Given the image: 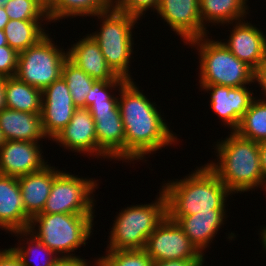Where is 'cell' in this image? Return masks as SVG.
I'll return each mask as SVG.
<instances>
[{
	"label": "cell",
	"instance_id": "cell-14",
	"mask_svg": "<svg viewBox=\"0 0 266 266\" xmlns=\"http://www.w3.org/2000/svg\"><path fill=\"white\" fill-rule=\"evenodd\" d=\"M201 90L209 92L210 107L221 118L224 125L235 131L244 113L255 99L249 87H227L222 85H200Z\"/></svg>",
	"mask_w": 266,
	"mask_h": 266
},
{
	"label": "cell",
	"instance_id": "cell-42",
	"mask_svg": "<svg viewBox=\"0 0 266 266\" xmlns=\"http://www.w3.org/2000/svg\"><path fill=\"white\" fill-rule=\"evenodd\" d=\"M262 230L260 231V239H261V243H262V246H263V250H265L266 251V226L265 227H263V228H261Z\"/></svg>",
	"mask_w": 266,
	"mask_h": 266
},
{
	"label": "cell",
	"instance_id": "cell-21",
	"mask_svg": "<svg viewBox=\"0 0 266 266\" xmlns=\"http://www.w3.org/2000/svg\"><path fill=\"white\" fill-rule=\"evenodd\" d=\"M50 165L41 171L18 177L25 213L30 218L43 211L53 180L60 172Z\"/></svg>",
	"mask_w": 266,
	"mask_h": 266
},
{
	"label": "cell",
	"instance_id": "cell-29",
	"mask_svg": "<svg viewBox=\"0 0 266 266\" xmlns=\"http://www.w3.org/2000/svg\"><path fill=\"white\" fill-rule=\"evenodd\" d=\"M62 77L67 83L76 108H86L87 95L97 80L87 75L68 58L62 67Z\"/></svg>",
	"mask_w": 266,
	"mask_h": 266
},
{
	"label": "cell",
	"instance_id": "cell-20",
	"mask_svg": "<svg viewBox=\"0 0 266 266\" xmlns=\"http://www.w3.org/2000/svg\"><path fill=\"white\" fill-rule=\"evenodd\" d=\"M225 215V212H199L194 215L168 217L178 223L190 242L205 256L204 250L210 247L209 244L228 217Z\"/></svg>",
	"mask_w": 266,
	"mask_h": 266
},
{
	"label": "cell",
	"instance_id": "cell-45",
	"mask_svg": "<svg viewBox=\"0 0 266 266\" xmlns=\"http://www.w3.org/2000/svg\"><path fill=\"white\" fill-rule=\"evenodd\" d=\"M6 142L5 138H4V135H3V132L2 130L0 129V148L1 146Z\"/></svg>",
	"mask_w": 266,
	"mask_h": 266
},
{
	"label": "cell",
	"instance_id": "cell-2",
	"mask_svg": "<svg viewBox=\"0 0 266 266\" xmlns=\"http://www.w3.org/2000/svg\"><path fill=\"white\" fill-rule=\"evenodd\" d=\"M161 189L166 197L167 216L227 212L225 203L231 194L206 164L183 179L167 181Z\"/></svg>",
	"mask_w": 266,
	"mask_h": 266
},
{
	"label": "cell",
	"instance_id": "cell-17",
	"mask_svg": "<svg viewBox=\"0 0 266 266\" xmlns=\"http://www.w3.org/2000/svg\"><path fill=\"white\" fill-rule=\"evenodd\" d=\"M72 152L97 157L95 121L88 108H76L70 122L52 140Z\"/></svg>",
	"mask_w": 266,
	"mask_h": 266
},
{
	"label": "cell",
	"instance_id": "cell-26",
	"mask_svg": "<svg viewBox=\"0 0 266 266\" xmlns=\"http://www.w3.org/2000/svg\"><path fill=\"white\" fill-rule=\"evenodd\" d=\"M43 20H9L4 28L8 45L17 53L38 43L46 33Z\"/></svg>",
	"mask_w": 266,
	"mask_h": 266
},
{
	"label": "cell",
	"instance_id": "cell-31",
	"mask_svg": "<svg viewBox=\"0 0 266 266\" xmlns=\"http://www.w3.org/2000/svg\"><path fill=\"white\" fill-rule=\"evenodd\" d=\"M10 20L49 21L47 10L38 0H10L5 5Z\"/></svg>",
	"mask_w": 266,
	"mask_h": 266
},
{
	"label": "cell",
	"instance_id": "cell-34",
	"mask_svg": "<svg viewBox=\"0 0 266 266\" xmlns=\"http://www.w3.org/2000/svg\"><path fill=\"white\" fill-rule=\"evenodd\" d=\"M18 53L9 45L0 46V76L14 77L17 72Z\"/></svg>",
	"mask_w": 266,
	"mask_h": 266
},
{
	"label": "cell",
	"instance_id": "cell-6",
	"mask_svg": "<svg viewBox=\"0 0 266 266\" xmlns=\"http://www.w3.org/2000/svg\"><path fill=\"white\" fill-rule=\"evenodd\" d=\"M167 217V202L162 191L150 204L127 206L116 216L106 250L144 249L149 235Z\"/></svg>",
	"mask_w": 266,
	"mask_h": 266
},
{
	"label": "cell",
	"instance_id": "cell-32",
	"mask_svg": "<svg viewBox=\"0 0 266 266\" xmlns=\"http://www.w3.org/2000/svg\"><path fill=\"white\" fill-rule=\"evenodd\" d=\"M126 80H110V81H96L93 87L90 89L86 98V108H88L92 102L100 101H118L119 96L112 94V90H119L122 84ZM118 88V89H116ZM111 90V91H109Z\"/></svg>",
	"mask_w": 266,
	"mask_h": 266
},
{
	"label": "cell",
	"instance_id": "cell-15",
	"mask_svg": "<svg viewBox=\"0 0 266 266\" xmlns=\"http://www.w3.org/2000/svg\"><path fill=\"white\" fill-rule=\"evenodd\" d=\"M38 142L8 140L0 148V174L21 177L43 170L47 165Z\"/></svg>",
	"mask_w": 266,
	"mask_h": 266
},
{
	"label": "cell",
	"instance_id": "cell-28",
	"mask_svg": "<svg viewBox=\"0 0 266 266\" xmlns=\"http://www.w3.org/2000/svg\"><path fill=\"white\" fill-rule=\"evenodd\" d=\"M11 234H15L14 236H17L18 238L20 237L19 240H21L22 238L23 241H27V243H25V246L23 244L21 247V243H19L20 245L18 244L17 247L14 246L12 248L20 257L24 266H51L54 261L59 257L51 249L44 245L39 239H37L33 234H31L28 230L15 231ZM39 258L43 259V261L41 260V263L40 261L38 262ZM32 261L34 262V264Z\"/></svg>",
	"mask_w": 266,
	"mask_h": 266
},
{
	"label": "cell",
	"instance_id": "cell-24",
	"mask_svg": "<svg viewBox=\"0 0 266 266\" xmlns=\"http://www.w3.org/2000/svg\"><path fill=\"white\" fill-rule=\"evenodd\" d=\"M6 106L9 109L41 114L42 90L33 87L16 76L5 77Z\"/></svg>",
	"mask_w": 266,
	"mask_h": 266
},
{
	"label": "cell",
	"instance_id": "cell-16",
	"mask_svg": "<svg viewBox=\"0 0 266 266\" xmlns=\"http://www.w3.org/2000/svg\"><path fill=\"white\" fill-rule=\"evenodd\" d=\"M228 41L222 42L240 61L253 70L266 58V35L260 28L245 20L231 23Z\"/></svg>",
	"mask_w": 266,
	"mask_h": 266
},
{
	"label": "cell",
	"instance_id": "cell-13",
	"mask_svg": "<svg viewBox=\"0 0 266 266\" xmlns=\"http://www.w3.org/2000/svg\"><path fill=\"white\" fill-rule=\"evenodd\" d=\"M157 14L185 45L209 33L202 24L199 0H161Z\"/></svg>",
	"mask_w": 266,
	"mask_h": 266
},
{
	"label": "cell",
	"instance_id": "cell-7",
	"mask_svg": "<svg viewBox=\"0 0 266 266\" xmlns=\"http://www.w3.org/2000/svg\"><path fill=\"white\" fill-rule=\"evenodd\" d=\"M100 19V29L90 34L100 46L107 65L119 77L132 80L129 64L133 54V28L137 18L115 8L96 15ZM100 31V32H99Z\"/></svg>",
	"mask_w": 266,
	"mask_h": 266
},
{
	"label": "cell",
	"instance_id": "cell-19",
	"mask_svg": "<svg viewBox=\"0 0 266 266\" xmlns=\"http://www.w3.org/2000/svg\"><path fill=\"white\" fill-rule=\"evenodd\" d=\"M86 35L68 48V59L95 80H125L117 76L107 65L100 46L93 37L90 34Z\"/></svg>",
	"mask_w": 266,
	"mask_h": 266
},
{
	"label": "cell",
	"instance_id": "cell-1",
	"mask_svg": "<svg viewBox=\"0 0 266 266\" xmlns=\"http://www.w3.org/2000/svg\"><path fill=\"white\" fill-rule=\"evenodd\" d=\"M118 92L125 130V162L144 160L146 155L176 144V134L167 126L157 105L139 90L134 79L126 80Z\"/></svg>",
	"mask_w": 266,
	"mask_h": 266
},
{
	"label": "cell",
	"instance_id": "cell-30",
	"mask_svg": "<svg viewBox=\"0 0 266 266\" xmlns=\"http://www.w3.org/2000/svg\"><path fill=\"white\" fill-rule=\"evenodd\" d=\"M97 258L93 266H152L153 264V260L144 249L107 250L106 255Z\"/></svg>",
	"mask_w": 266,
	"mask_h": 266
},
{
	"label": "cell",
	"instance_id": "cell-12",
	"mask_svg": "<svg viewBox=\"0 0 266 266\" xmlns=\"http://www.w3.org/2000/svg\"><path fill=\"white\" fill-rule=\"evenodd\" d=\"M76 106L66 81L61 76L42 90V126L48 139L53 140L70 122Z\"/></svg>",
	"mask_w": 266,
	"mask_h": 266
},
{
	"label": "cell",
	"instance_id": "cell-10",
	"mask_svg": "<svg viewBox=\"0 0 266 266\" xmlns=\"http://www.w3.org/2000/svg\"><path fill=\"white\" fill-rule=\"evenodd\" d=\"M88 109L95 121L97 158L125 161V130L118 101L92 102Z\"/></svg>",
	"mask_w": 266,
	"mask_h": 266
},
{
	"label": "cell",
	"instance_id": "cell-11",
	"mask_svg": "<svg viewBox=\"0 0 266 266\" xmlns=\"http://www.w3.org/2000/svg\"><path fill=\"white\" fill-rule=\"evenodd\" d=\"M144 250L153 261L205 258L168 216L149 235Z\"/></svg>",
	"mask_w": 266,
	"mask_h": 266
},
{
	"label": "cell",
	"instance_id": "cell-36",
	"mask_svg": "<svg viewBox=\"0 0 266 266\" xmlns=\"http://www.w3.org/2000/svg\"><path fill=\"white\" fill-rule=\"evenodd\" d=\"M91 264L80 256H62L58 257L51 266H90Z\"/></svg>",
	"mask_w": 266,
	"mask_h": 266
},
{
	"label": "cell",
	"instance_id": "cell-43",
	"mask_svg": "<svg viewBox=\"0 0 266 266\" xmlns=\"http://www.w3.org/2000/svg\"><path fill=\"white\" fill-rule=\"evenodd\" d=\"M8 45L4 30L0 29V46Z\"/></svg>",
	"mask_w": 266,
	"mask_h": 266
},
{
	"label": "cell",
	"instance_id": "cell-22",
	"mask_svg": "<svg viewBox=\"0 0 266 266\" xmlns=\"http://www.w3.org/2000/svg\"><path fill=\"white\" fill-rule=\"evenodd\" d=\"M0 129L6 141L40 142L48 138L43 130L41 114L4 108L0 111Z\"/></svg>",
	"mask_w": 266,
	"mask_h": 266
},
{
	"label": "cell",
	"instance_id": "cell-27",
	"mask_svg": "<svg viewBox=\"0 0 266 266\" xmlns=\"http://www.w3.org/2000/svg\"><path fill=\"white\" fill-rule=\"evenodd\" d=\"M235 132L257 143L266 142V101L256 98L251 102L249 109L241 118Z\"/></svg>",
	"mask_w": 266,
	"mask_h": 266
},
{
	"label": "cell",
	"instance_id": "cell-4",
	"mask_svg": "<svg viewBox=\"0 0 266 266\" xmlns=\"http://www.w3.org/2000/svg\"><path fill=\"white\" fill-rule=\"evenodd\" d=\"M93 215L38 213L31 218L28 231L57 256H76L72 252L86 245L93 234Z\"/></svg>",
	"mask_w": 266,
	"mask_h": 266
},
{
	"label": "cell",
	"instance_id": "cell-33",
	"mask_svg": "<svg viewBox=\"0 0 266 266\" xmlns=\"http://www.w3.org/2000/svg\"><path fill=\"white\" fill-rule=\"evenodd\" d=\"M161 0H115L114 8L140 20L147 11H158Z\"/></svg>",
	"mask_w": 266,
	"mask_h": 266
},
{
	"label": "cell",
	"instance_id": "cell-23",
	"mask_svg": "<svg viewBox=\"0 0 266 266\" xmlns=\"http://www.w3.org/2000/svg\"><path fill=\"white\" fill-rule=\"evenodd\" d=\"M247 2L248 0H199L203 26L206 28L207 23L231 26L233 22L244 20L246 14L249 15Z\"/></svg>",
	"mask_w": 266,
	"mask_h": 266
},
{
	"label": "cell",
	"instance_id": "cell-44",
	"mask_svg": "<svg viewBox=\"0 0 266 266\" xmlns=\"http://www.w3.org/2000/svg\"><path fill=\"white\" fill-rule=\"evenodd\" d=\"M47 10L56 0H38Z\"/></svg>",
	"mask_w": 266,
	"mask_h": 266
},
{
	"label": "cell",
	"instance_id": "cell-9",
	"mask_svg": "<svg viewBox=\"0 0 266 266\" xmlns=\"http://www.w3.org/2000/svg\"><path fill=\"white\" fill-rule=\"evenodd\" d=\"M97 180L74 176L63 170L55 176L50 194L41 213L94 214ZM92 195V196H91Z\"/></svg>",
	"mask_w": 266,
	"mask_h": 266
},
{
	"label": "cell",
	"instance_id": "cell-18",
	"mask_svg": "<svg viewBox=\"0 0 266 266\" xmlns=\"http://www.w3.org/2000/svg\"><path fill=\"white\" fill-rule=\"evenodd\" d=\"M30 220L25 213L18 178L0 174V228L8 233L28 230Z\"/></svg>",
	"mask_w": 266,
	"mask_h": 266
},
{
	"label": "cell",
	"instance_id": "cell-35",
	"mask_svg": "<svg viewBox=\"0 0 266 266\" xmlns=\"http://www.w3.org/2000/svg\"><path fill=\"white\" fill-rule=\"evenodd\" d=\"M0 266H24L20 257L10 247L9 249H0Z\"/></svg>",
	"mask_w": 266,
	"mask_h": 266
},
{
	"label": "cell",
	"instance_id": "cell-38",
	"mask_svg": "<svg viewBox=\"0 0 266 266\" xmlns=\"http://www.w3.org/2000/svg\"><path fill=\"white\" fill-rule=\"evenodd\" d=\"M202 259H178L153 261L152 266H196Z\"/></svg>",
	"mask_w": 266,
	"mask_h": 266
},
{
	"label": "cell",
	"instance_id": "cell-47",
	"mask_svg": "<svg viewBox=\"0 0 266 266\" xmlns=\"http://www.w3.org/2000/svg\"><path fill=\"white\" fill-rule=\"evenodd\" d=\"M205 258L202 259L196 266H204Z\"/></svg>",
	"mask_w": 266,
	"mask_h": 266
},
{
	"label": "cell",
	"instance_id": "cell-37",
	"mask_svg": "<svg viewBox=\"0 0 266 266\" xmlns=\"http://www.w3.org/2000/svg\"><path fill=\"white\" fill-rule=\"evenodd\" d=\"M254 82L258 83L262 89L263 98H266V58L259 64V66L254 70ZM262 99L265 100L266 99Z\"/></svg>",
	"mask_w": 266,
	"mask_h": 266
},
{
	"label": "cell",
	"instance_id": "cell-8",
	"mask_svg": "<svg viewBox=\"0 0 266 266\" xmlns=\"http://www.w3.org/2000/svg\"><path fill=\"white\" fill-rule=\"evenodd\" d=\"M49 34L34 46L18 53L16 77L40 90L62 76L67 51L55 45Z\"/></svg>",
	"mask_w": 266,
	"mask_h": 266
},
{
	"label": "cell",
	"instance_id": "cell-46",
	"mask_svg": "<svg viewBox=\"0 0 266 266\" xmlns=\"http://www.w3.org/2000/svg\"><path fill=\"white\" fill-rule=\"evenodd\" d=\"M10 0H0V7H5V5L9 2Z\"/></svg>",
	"mask_w": 266,
	"mask_h": 266
},
{
	"label": "cell",
	"instance_id": "cell-5",
	"mask_svg": "<svg viewBox=\"0 0 266 266\" xmlns=\"http://www.w3.org/2000/svg\"><path fill=\"white\" fill-rule=\"evenodd\" d=\"M209 37L202 36L187 43L196 46L199 52V84L242 87L254 83V70L235 57L222 40Z\"/></svg>",
	"mask_w": 266,
	"mask_h": 266
},
{
	"label": "cell",
	"instance_id": "cell-3",
	"mask_svg": "<svg viewBox=\"0 0 266 266\" xmlns=\"http://www.w3.org/2000/svg\"><path fill=\"white\" fill-rule=\"evenodd\" d=\"M224 140L217 141V163L206 165L217 175L233 194L256 188L264 189L259 158V143L239 136L235 131Z\"/></svg>",
	"mask_w": 266,
	"mask_h": 266
},
{
	"label": "cell",
	"instance_id": "cell-39",
	"mask_svg": "<svg viewBox=\"0 0 266 266\" xmlns=\"http://www.w3.org/2000/svg\"><path fill=\"white\" fill-rule=\"evenodd\" d=\"M259 158L263 174L264 191H266V142L259 143Z\"/></svg>",
	"mask_w": 266,
	"mask_h": 266
},
{
	"label": "cell",
	"instance_id": "cell-25",
	"mask_svg": "<svg viewBox=\"0 0 266 266\" xmlns=\"http://www.w3.org/2000/svg\"><path fill=\"white\" fill-rule=\"evenodd\" d=\"M115 0H56L48 9L49 21L60 22V19L91 17L114 8Z\"/></svg>",
	"mask_w": 266,
	"mask_h": 266
},
{
	"label": "cell",
	"instance_id": "cell-40",
	"mask_svg": "<svg viewBox=\"0 0 266 266\" xmlns=\"http://www.w3.org/2000/svg\"><path fill=\"white\" fill-rule=\"evenodd\" d=\"M6 106V98H5V77L0 76V111Z\"/></svg>",
	"mask_w": 266,
	"mask_h": 266
},
{
	"label": "cell",
	"instance_id": "cell-41",
	"mask_svg": "<svg viewBox=\"0 0 266 266\" xmlns=\"http://www.w3.org/2000/svg\"><path fill=\"white\" fill-rule=\"evenodd\" d=\"M9 16L5 11L4 7H0V29L4 30L5 26L9 22Z\"/></svg>",
	"mask_w": 266,
	"mask_h": 266
}]
</instances>
